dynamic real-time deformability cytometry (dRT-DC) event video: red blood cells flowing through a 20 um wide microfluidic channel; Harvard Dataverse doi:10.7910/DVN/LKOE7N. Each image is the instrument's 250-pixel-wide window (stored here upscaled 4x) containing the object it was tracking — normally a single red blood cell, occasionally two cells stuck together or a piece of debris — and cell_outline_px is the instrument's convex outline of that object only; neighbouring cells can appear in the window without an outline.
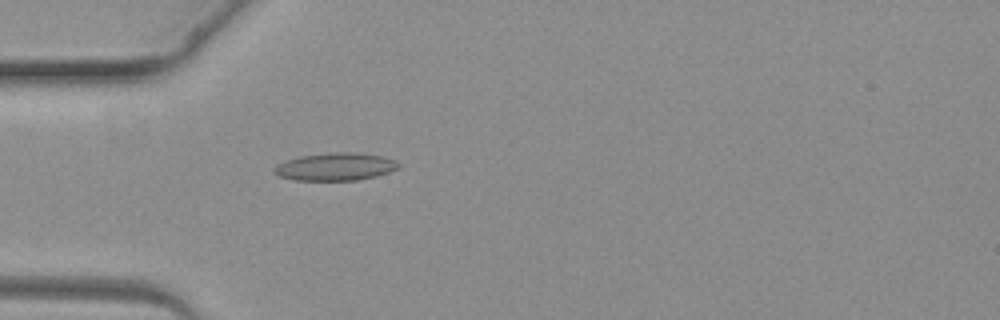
{"species": "common noctule bat (a hibernating species)", "species_latin": "Nyctalus noctula", "temperature_condition": "warm", "stored_images_in_passage": 4, "camera_frame_rate_fps": 3000, "um_per_image_px": 0.085, "animal": {"sex": "female", "body_mass_g": 19.3, "forearm_length_mm": 54.1}, "frame": {"image": 1, "passage_image": 4, "time_ms": 3.667, "image_size_px": [1000, 320], "cell_outline_px": [[400, 168], [376, 176], [356, 180], [296, 180], [280, 176], [272, 172], [272, 168], [276, 164], [284, 160], [300, 156], [328, 152], [356, 152], [384, 156], [396, 160], [400, 164]], "centroid_in_image_um": [28.5, 14.15], "position_along_channel_um": 56.5, "area_um2": 20.35}}